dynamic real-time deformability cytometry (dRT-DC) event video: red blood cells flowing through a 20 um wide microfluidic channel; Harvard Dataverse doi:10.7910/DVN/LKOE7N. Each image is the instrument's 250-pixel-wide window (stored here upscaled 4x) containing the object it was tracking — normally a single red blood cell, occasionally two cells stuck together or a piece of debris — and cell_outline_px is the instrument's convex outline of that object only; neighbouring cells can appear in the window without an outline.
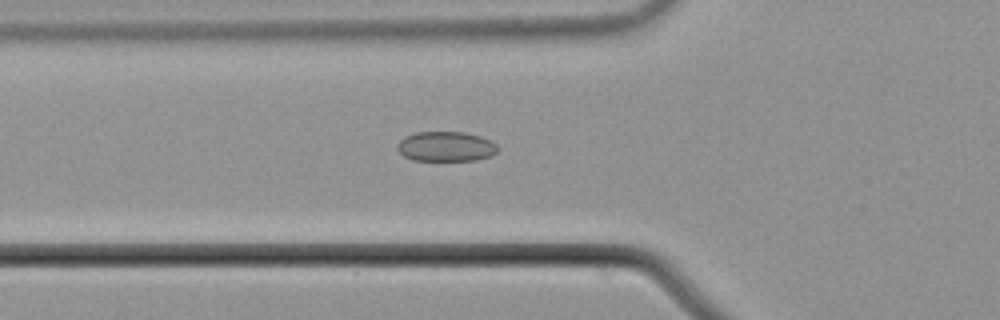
{"species": "common noctule bat (a hibernating species)", "species_latin": "Nyctalus noctula", "temperature_condition": "cold", "stored_images_in_passage": 47, "camera_frame_rate_fps": 3000, "um_per_image_px": 0.085, "animal": {"sex": "male", "body_mass_g": 21.5, "forearm_length_mm": 52.0}, "frame": {"image": 1, "passage_image": 11, "time_ms": 3.333, "image_size_px": [1000, 320], "cell_outline_px": [[500, 148], [492, 156], [476, 160], [412, 160], [404, 156], [396, 148], [396, 144], [404, 136], [416, 132], [464, 132], [480, 136], [492, 140]], "centroid_in_image_um": [37.91, 12.45], "position_along_channel_um": 87.9, "area_um2": 17.69}}
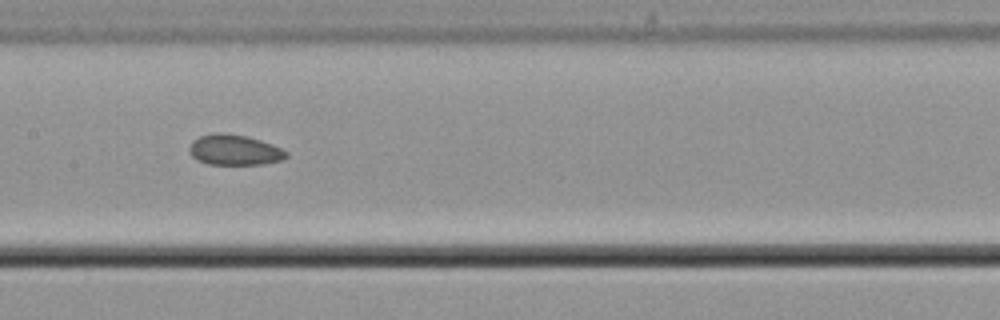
{"frame": {"image": 2, "passage_image": 19, "time_ms": 6.0, "image_size_px": [1000, 320], "cell_outline_px": [[288, 156], [284, 160], [264, 164], [208, 164], [196, 160], [192, 156], [188, 148], [192, 140], [200, 136], [216, 132], [224, 132], [244, 136], [260, 140], [280, 148], [288, 152]], "centroid_in_image_um": [19.91, 12.75], "position_along_channel_um": 187.5, "area_um2": 17.28}}
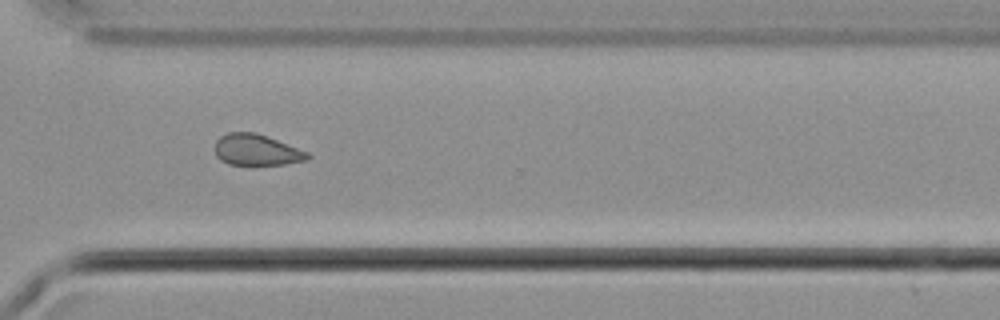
{"frame": {"image": 3, "passage_image": 32, "time_ms": 10.333, "image_size_px": [1000, 320], "cell_outline_px": [[312, 156], [308, 160], [284, 164], [228, 164], [220, 160], [216, 156], [216, 140], [220, 136], [228, 132], [256, 132], [268, 136], [308, 152]], "centroid_in_image_um": [21.82, 12.73], "position_along_channel_um": 348.8, "area_um2": 16.82}, "authors_computed_cell_mechanics": {"area_um2": 17.6868, "velocity_mm_per_s": 3.7165, "shape_relaxation_time_tau1_ms": null, "shape_relaxation_time_tau2_ms": 9.5005, "deformation_change_tau1": null, "deformation_change_tau2": 0.1735}}